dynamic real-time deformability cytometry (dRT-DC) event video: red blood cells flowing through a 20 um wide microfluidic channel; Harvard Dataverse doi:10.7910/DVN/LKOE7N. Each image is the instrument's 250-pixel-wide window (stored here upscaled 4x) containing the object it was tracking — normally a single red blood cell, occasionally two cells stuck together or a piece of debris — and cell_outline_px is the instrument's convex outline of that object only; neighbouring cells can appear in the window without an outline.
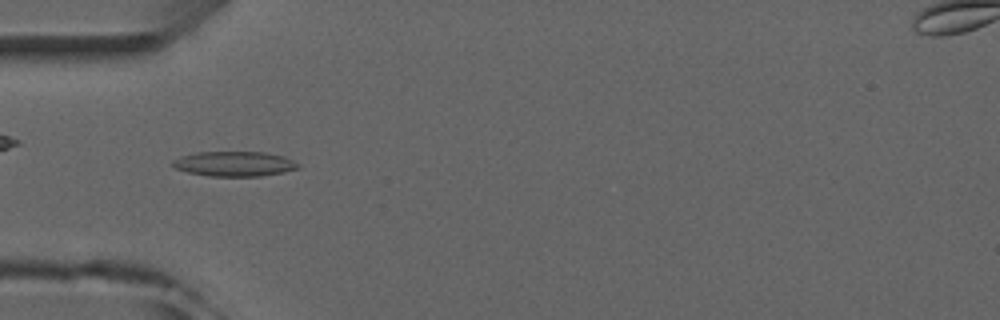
{"species": "common noctule bat (a hibernating species)", "species_latin": "Nyctalus noctula", "temperature_condition": "room temperature", "stored_images_in_passage": 7, "camera_frame_rate_fps": 3000, "um_per_image_px": 0.085, "animal": {"sex": "male", "forearm_length_mm": 52.5}, "frame": {"image": 1, "passage_image": 4, "time_ms": 3.333, "image_size_px": [1000, 320], "cell_outline_px": [[300, 168], [284, 172], [260, 176], [208, 176], [188, 172], [176, 168], [172, 164], [172, 160], [180, 156], [196, 152], [264, 152], [284, 156], [300, 164]], "centroid_in_image_um": [19.93, 13.92], "position_along_channel_um": 65.1, "area_um2": 18.26}}
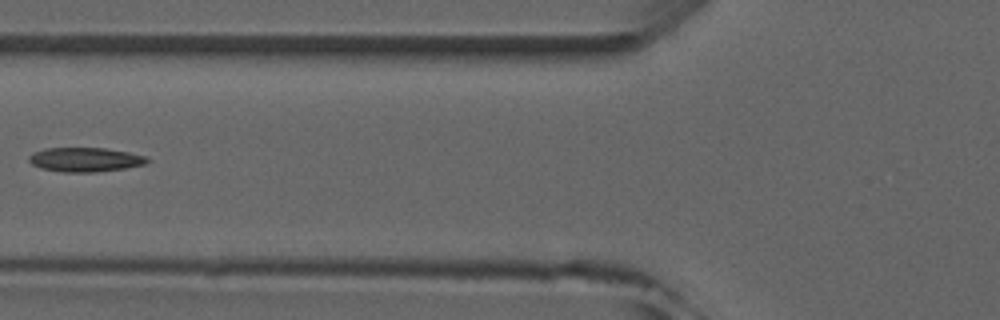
{"frame": {"image": 2, "passage_image": 5, "time_ms": 4.667, "image_size_px": [1000, 320], "cell_outline_px": [[152, 160], [144, 164], [124, 168], [96, 172], [64, 172], [40, 168], [32, 164], [28, 160], [28, 156], [32, 152], [44, 148], [104, 148], [128, 152], [144, 156]], "centroid_in_image_um": [7.2, 13.56], "position_along_channel_um": 118.6, "area_um2": 16.7}}
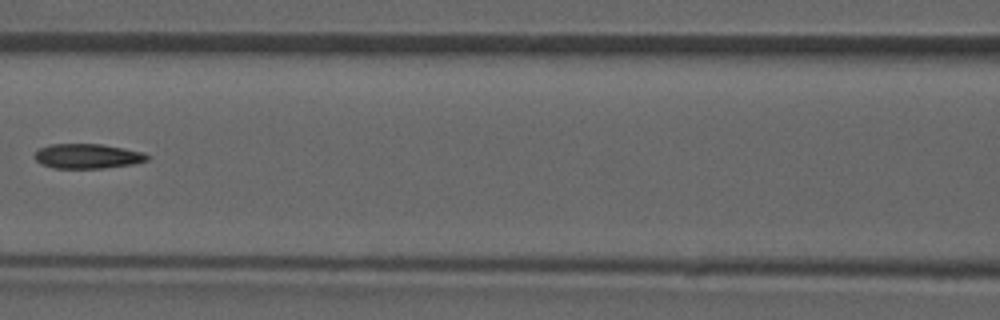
{"frame": {"image": 3, "passage_image": 6, "time_ms": 5.667, "image_size_px": [1000, 320], "cell_outline_px": [[148, 160], [132, 164], [104, 168], [52, 168], [40, 164], [36, 160], [36, 152], [40, 148], [52, 144], [100, 144], [124, 148], [144, 152], [148, 156]], "centroid_in_image_um": [7.44, 13.28], "position_along_channel_um": 159.2, "area_um2": 16.13}}